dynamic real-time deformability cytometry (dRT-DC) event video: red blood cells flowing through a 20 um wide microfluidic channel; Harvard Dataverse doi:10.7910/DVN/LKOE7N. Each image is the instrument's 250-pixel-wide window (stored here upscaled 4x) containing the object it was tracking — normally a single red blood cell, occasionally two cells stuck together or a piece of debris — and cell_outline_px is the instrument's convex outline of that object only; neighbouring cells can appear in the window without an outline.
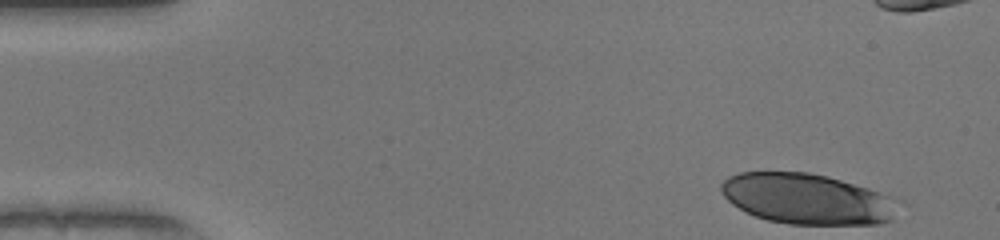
{"species": "human", "species_latin": "Homo sapiens", "temperature_condition": "warm", "stored_images_in_passage": 47, "camera_frame_rate_fps": 3000, "um_per_image_px": 0.085, "donor": {"sex": "female"}, "frame": {"image": 1, "passage_image": 1, "time_ms": 0.0, "image_size_px": [1000, 240], "cell_outline_px": [[892, 220], [880, 224], [788, 224], [768, 220], [756, 216], [732, 204], [724, 196], [720, 188], [720, 184], [728, 176], [740, 172], [808, 172], [828, 176], [868, 188], [888, 196]], "centroid_in_image_um": [68.47, 16.89], "position_along_channel_um": 16.5, "area_um2": 51.15}}
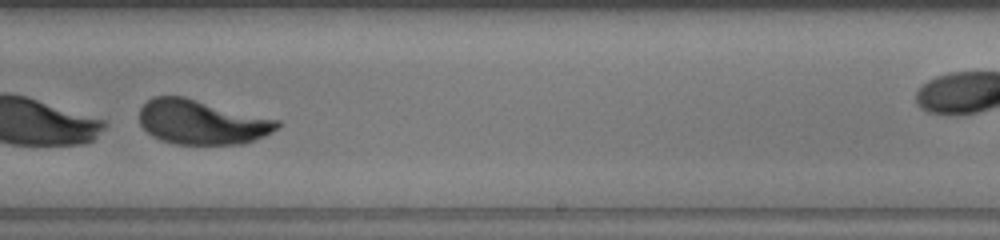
{"frame": {"image": 2, "passage_image": 29, "time_ms": 9.333, "image_size_px": [1000, 240], "cell_outline_px": [[280, 124], [272, 132], [264, 136], [244, 144], [176, 144], [160, 140], [152, 136], [140, 124], [140, 108], [152, 96], [184, 96], [280, 120]], "centroid_in_image_um": [17.15, 10.37], "position_along_channel_um": 271.9, "area_um2": 35.84}}
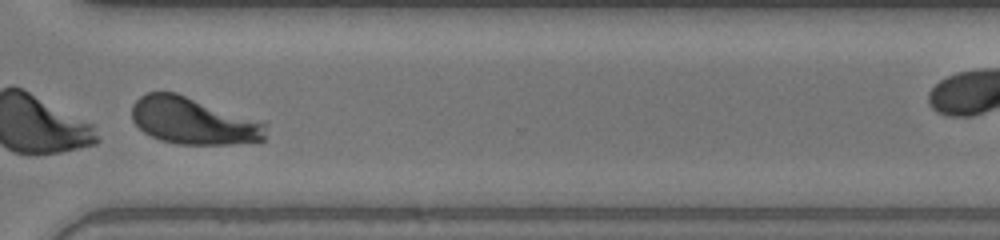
{"frame": {"image": 3, "passage_image": 35, "time_ms": 11.333, "image_size_px": [1000, 240], "cell_outline_px": [[268, 124], [264, 140], [232, 144], [176, 144], [160, 140], [144, 132], [132, 120], [132, 104], [140, 96], [148, 92], [176, 92], [268, 120]], "centroid_in_image_um": [16.53, 10.25], "position_along_channel_um": 354.1, "area_um2": 37.69}}